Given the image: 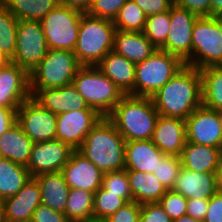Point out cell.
Wrapping results in <instances>:
<instances>
[{
	"mask_svg": "<svg viewBox=\"0 0 222 222\" xmlns=\"http://www.w3.org/2000/svg\"><path fill=\"white\" fill-rule=\"evenodd\" d=\"M151 98L159 115L186 120L202 106L200 71L185 65Z\"/></svg>",
	"mask_w": 222,
	"mask_h": 222,
	"instance_id": "6da1fadb",
	"label": "cell"
},
{
	"mask_svg": "<svg viewBox=\"0 0 222 222\" xmlns=\"http://www.w3.org/2000/svg\"><path fill=\"white\" fill-rule=\"evenodd\" d=\"M125 139L115 125L103 117L77 149L103 173L125 169Z\"/></svg>",
	"mask_w": 222,
	"mask_h": 222,
	"instance_id": "7a4b0ae2",
	"label": "cell"
},
{
	"mask_svg": "<svg viewBox=\"0 0 222 222\" xmlns=\"http://www.w3.org/2000/svg\"><path fill=\"white\" fill-rule=\"evenodd\" d=\"M158 116L152 98L124 95L107 118L128 142L151 140Z\"/></svg>",
	"mask_w": 222,
	"mask_h": 222,
	"instance_id": "3957f363",
	"label": "cell"
},
{
	"mask_svg": "<svg viewBox=\"0 0 222 222\" xmlns=\"http://www.w3.org/2000/svg\"><path fill=\"white\" fill-rule=\"evenodd\" d=\"M113 21L83 13L74 54L82 66H96L113 51L115 34Z\"/></svg>",
	"mask_w": 222,
	"mask_h": 222,
	"instance_id": "277c9868",
	"label": "cell"
},
{
	"mask_svg": "<svg viewBox=\"0 0 222 222\" xmlns=\"http://www.w3.org/2000/svg\"><path fill=\"white\" fill-rule=\"evenodd\" d=\"M72 84L89 107L107 117L124 96L96 66H82Z\"/></svg>",
	"mask_w": 222,
	"mask_h": 222,
	"instance_id": "5b68a950",
	"label": "cell"
},
{
	"mask_svg": "<svg viewBox=\"0 0 222 222\" xmlns=\"http://www.w3.org/2000/svg\"><path fill=\"white\" fill-rule=\"evenodd\" d=\"M184 66L180 57L157 49L150 57L136 63L135 96L153 97Z\"/></svg>",
	"mask_w": 222,
	"mask_h": 222,
	"instance_id": "8992f818",
	"label": "cell"
},
{
	"mask_svg": "<svg viewBox=\"0 0 222 222\" xmlns=\"http://www.w3.org/2000/svg\"><path fill=\"white\" fill-rule=\"evenodd\" d=\"M81 67L74 51L49 49L45 58L29 73V88L50 89L72 84Z\"/></svg>",
	"mask_w": 222,
	"mask_h": 222,
	"instance_id": "52a82bcc",
	"label": "cell"
},
{
	"mask_svg": "<svg viewBox=\"0 0 222 222\" xmlns=\"http://www.w3.org/2000/svg\"><path fill=\"white\" fill-rule=\"evenodd\" d=\"M192 33V56L185 65L198 70L222 66V35L215 16L198 17Z\"/></svg>",
	"mask_w": 222,
	"mask_h": 222,
	"instance_id": "ba28073f",
	"label": "cell"
},
{
	"mask_svg": "<svg viewBox=\"0 0 222 222\" xmlns=\"http://www.w3.org/2000/svg\"><path fill=\"white\" fill-rule=\"evenodd\" d=\"M82 14L59 4L40 21L49 49L75 50Z\"/></svg>",
	"mask_w": 222,
	"mask_h": 222,
	"instance_id": "9c48e42d",
	"label": "cell"
},
{
	"mask_svg": "<svg viewBox=\"0 0 222 222\" xmlns=\"http://www.w3.org/2000/svg\"><path fill=\"white\" fill-rule=\"evenodd\" d=\"M48 50L41 22L19 20L16 49L11 62L30 73L45 58Z\"/></svg>",
	"mask_w": 222,
	"mask_h": 222,
	"instance_id": "30bf717a",
	"label": "cell"
},
{
	"mask_svg": "<svg viewBox=\"0 0 222 222\" xmlns=\"http://www.w3.org/2000/svg\"><path fill=\"white\" fill-rule=\"evenodd\" d=\"M17 122L34 143L56 139L57 115L43 108L32 97L17 109Z\"/></svg>",
	"mask_w": 222,
	"mask_h": 222,
	"instance_id": "8fae6325",
	"label": "cell"
},
{
	"mask_svg": "<svg viewBox=\"0 0 222 222\" xmlns=\"http://www.w3.org/2000/svg\"><path fill=\"white\" fill-rule=\"evenodd\" d=\"M102 118L97 110L89 106L86 109L57 114L56 139L77 150Z\"/></svg>",
	"mask_w": 222,
	"mask_h": 222,
	"instance_id": "7c38bea8",
	"label": "cell"
},
{
	"mask_svg": "<svg viewBox=\"0 0 222 222\" xmlns=\"http://www.w3.org/2000/svg\"><path fill=\"white\" fill-rule=\"evenodd\" d=\"M73 151L70 145L58 139L34 143L26 168L31 177L61 172Z\"/></svg>",
	"mask_w": 222,
	"mask_h": 222,
	"instance_id": "4fadbf2b",
	"label": "cell"
},
{
	"mask_svg": "<svg viewBox=\"0 0 222 222\" xmlns=\"http://www.w3.org/2000/svg\"><path fill=\"white\" fill-rule=\"evenodd\" d=\"M198 16L175 4L170 9V31L161 48L186 62L192 56V29Z\"/></svg>",
	"mask_w": 222,
	"mask_h": 222,
	"instance_id": "5bb4252c",
	"label": "cell"
},
{
	"mask_svg": "<svg viewBox=\"0 0 222 222\" xmlns=\"http://www.w3.org/2000/svg\"><path fill=\"white\" fill-rule=\"evenodd\" d=\"M186 141L219 148L222 142V125L217 110L201 106L185 120Z\"/></svg>",
	"mask_w": 222,
	"mask_h": 222,
	"instance_id": "9a60e30c",
	"label": "cell"
},
{
	"mask_svg": "<svg viewBox=\"0 0 222 222\" xmlns=\"http://www.w3.org/2000/svg\"><path fill=\"white\" fill-rule=\"evenodd\" d=\"M31 97L29 73L13 62L0 68V106L18 109Z\"/></svg>",
	"mask_w": 222,
	"mask_h": 222,
	"instance_id": "2e32d148",
	"label": "cell"
},
{
	"mask_svg": "<svg viewBox=\"0 0 222 222\" xmlns=\"http://www.w3.org/2000/svg\"><path fill=\"white\" fill-rule=\"evenodd\" d=\"M70 188L95 193L102 185L103 172L78 150H74L69 161L61 170Z\"/></svg>",
	"mask_w": 222,
	"mask_h": 222,
	"instance_id": "e0dca14e",
	"label": "cell"
},
{
	"mask_svg": "<svg viewBox=\"0 0 222 222\" xmlns=\"http://www.w3.org/2000/svg\"><path fill=\"white\" fill-rule=\"evenodd\" d=\"M3 202L5 222H26L32 219L33 212L41 204V189L34 177L12 197Z\"/></svg>",
	"mask_w": 222,
	"mask_h": 222,
	"instance_id": "ac0fdd59",
	"label": "cell"
},
{
	"mask_svg": "<svg viewBox=\"0 0 222 222\" xmlns=\"http://www.w3.org/2000/svg\"><path fill=\"white\" fill-rule=\"evenodd\" d=\"M30 93L37 103L56 115L88 107L73 84L60 88L30 89Z\"/></svg>",
	"mask_w": 222,
	"mask_h": 222,
	"instance_id": "d6986e66",
	"label": "cell"
},
{
	"mask_svg": "<svg viewBox=\"0 0 222 222\" xmlns=\"http://www.w3.org/2000/svg\"><path fill=\"white\" fill-rule=\"evenodd\" d=\"M151 141L164 154L180 156L187 142L185 120L159 115Z\"/></svg>",
	"mask_w": 222,
	"mask_h": 222,
	"instance_id": "ffe728a7",
	"label": "cell"
},
{
	"mask_svg": "<svg viewBox=\"0 0 222 222\" xmlns=\"http://www.w3.org/2000/svg\"><path fill=\"white\" fill-rule=\"evenodd\" d=\"M96 67L116 85L123 95L135 96V63L110 51Z\"/></svg>",
	"mask_w": 222,
	"mask_h": 222,
	"instance_id": "44dd1931",
	"label": "cell"
},
{
	"mask_svg": "<svg viewBox=\"0 0 222 222\" xmlns=\"http://www.w3.org/2000/svg\"><path fill=\"white\" fill-rule=\"evenodd\" d=\"M172 190L189 199H209L216 193L215 172H196L181 167Z\"/></svg>",
	"mask_w": 222,
	"mask_h": 222,
	"instance_id": "7402d4cb",
	"label": "cell"
},
{
	"mask_svg": "<svg viewBox=\"0 0 222 222\" xmlns=\"http://www.w3.org/2000/svg\"><path fill=\"white\" fill-rule=\"evenodd\" d=\"M165 155L151 140L125 142V169L153 173Z\"/></svg>",
	"mask_w": 222,
	"mask_h": 222,
	"instance_id": "603a6c76",
	"label": "cell"
},
{
	"mask_svg": "<svg viewBox=\"0 0 222 222\" xmlns=\"http://www.w3.org/2000/svg\"><path fill=\"white\" fill-rule=\"evenodd\" d=\"M156 50L143 32L115 31L113 51L135 64L144 61Z\"/></svg>",
	"mask_w": 222,
	"mask_h": 222,
	"instance_id": "cb8c5ba5",
	"label": "cell"
},
{
	"mask_svg": "<svg viewBox=\"0 0 222 222\" xmlns=\"http://www.w3.org/2000/svg\"><path fill=\"white\" fill-rule=\"evenodd\" d=\"M34 142L16 122L0 136V156L27 167Z\"/></svg>",
	"mask_w": 222,
	"mask_h": 222,
	"instance_id": "d4e9b609",
	"label": "cell"
},
{
	"mask_svg": "<svg viewBox=\"0 0 222 222\" xmlns=\"http://www.w3.org/2000/svg\"><path fill=\"white\" fill-rule=\"evenodd\" d=\"M41 189V204L63 213L69 196L70 187L61 172L44 173L34 177Z\"/></svg>",
	"mask_w": 222,
	"mask_h": 222,
	"instance_id": "484cf974",
	"label": "cell"
},
{
	"mask_svg": "<svg viewBox=\"0 0 222 222\" xmlns=\"http://www.w3.org/2000/svg\"><path fill=\"white\" fill-rule=\"evenodd\" d=\"M182 167L196 172H216L221 166L219 148L186 142L180 155Z\"/></svg>",
	"mask_w": 222,
	"mask_h": 222,
	"instance_id": "4316f807",
	"label": "cell"
},
{
	"mask_svg": "<svg viewBox=\"0 0 222 222\" xmlns=\"http://www.w3.org/2000/svg\"><path fill=\"white\" fill-rule=\"evenodd\" d=\"M127 175L133 201L140 205L158 203L161 197L168 191L153 173L127 170Z\"/></svg>",
	"mask_w": 222,
	"mask_h": 222,
	"instance_id": "83f0119b",
	"label": "cell"
},
{
	"mask_svg": "<svg viewBox=\"0 0 222 222\" xmlns=\"http://www.w3.org/2000/svg\"><path fill=\"white\" fill-rule=\"evenodd\" d=\"M30 178L25 166L0 158V200L15 195Z\"/></svg>",
	"mask_w": 222,
	"mask_h": 222,
	"instance_id": "f1b7e54d",
	"label": "cell"
},
{
	"mask_svg": "<svg viewBox=\"0 0 222 222\" xmlns=\"http://www.w3.org/2000/svg\"><path fill=\"white\" fill-rule=\"evenodd\" d=\"M1 3L18 21H41L60 4V0H2Z\"/></svg>",
	"mask_w": 222,
	"mask_h": 222,
	"instance_id": "f546056e",
	"label": "cell"
},
{
	"mask_svg": "<svg viewBox=\"0 0 222 222\" xmlns=\"http://www.w3.org/2000/svg\"><path fill=\"white\" fill-rule=\"evenodd\" d=\"M94 193L71 188L64 214L71 222H93Z\"/></svg>",
	"mask_w": 222,
	"mask_h": 222,
	"instance_id": "4dcf8cb0",
	"label": "cell"
},
{
	"mask_svg": "<svg viewBox=\"0 0 222 222\" xmlns=\"http://www.w3.org/2000/svg\"><path fill=\"white\" fill-rule=\"evenodd\" d=\"M202 79V106L222 109V66L199 70Z\"/></svg>",
	"mask_w": 222,
	"mask_h": 222,
	"instance_id": "1f68e13d",
	"label": "cell"
},
{
	"mask_svg": "<svg viewBox=\"0 0 222 222\" xmlns=\"http://www.w3.org/2000/svg\"><path fill=\"white\" fill-rule=\"evenodd\" d=\"M147 16L134 0L127 2L120 8L113 20L116 30L143 32Z\"/></svg>",
	"mask_w": 222,
	"mask_h": 222,
	"instance_id": "d6a6232c",
	"label": "cell"
},
{
	"mask_svg": "<svg viewBox=\"0 0 222 222\" xmlns=\"http://www.w3.org/2000/svg\"><path fill=\"white\" fill-rule=\"evenodd\" d=\"M128 201L122 194H114L102 186L94 193L93 215L95 222H104Z\"/></svg>",
	"mask_w": 222,
	"mask_h": 222,
	"instance_id": "836d02e7",
	"label": "cell"
},
{
	"mask_svg": "<svg viewBox=\"0 0 222 222\" xmlns=\"http://www.w3.org/2000/svg\"><path fill=\"white\" fill-rule=\"evenodd\" d=\"M17 26L16 17L0 2V50L10 60L16 49Z\"/></svg>",
	"mask_w": 222,
	"mask_h": 222,
	"instance_id": "e575fe53",
	"label": "cell"
},
{
	"mask_svg": "<svg viewBox=\"0 0 222 222\" xmlns=\"http://www.w3.org/2000/svg\"><path fill=\"white\" fill-rule=\"evenodd\" d=\"M170 23V10L147 16L143 33L157 49H161L166 44Z\"/></svg>",
	"mask_w": 222,
	"mask_h": 222,
	"instance_id": "d590c367",
	"label": "cell"
},
{
	"mask_svg": "<svg viewBox=\"0 0 222 222\" xmlns=\"http://www.w3.org/2000/svg\"><path fill=\"white\" fill-rule=\"evenodd\" d=\"M181 167L180 156L166 154L162 159H159L158 167L153 170V174L167 190H171Z\"/></svg>",
	"mask_w": 222,
	"mask_h": 222,
	"instance_id": "8d00e7d4",
	"label": "cell"
},
{
	"mask_svg": "<svg viewBox=\"0 0 222 222\" xmlns=\"http://www.w3.org/2000/svg\"><path fill=\"white\" fill-rule=\"evenodd\" d=\"M101 186L111 193L122 194L128 202L133 201L126 169L104 173Z\"/></svg>",
	"mask_w": 222,
	"mask_h": 222,
	"instance_id": "74e56055",
	"label": "cell"
},
{
	"mask_svg": "<svg viewBox=\"0 0 222 222\" xmlns=\"http://www.w3.org/2000/svg\"><path fill=\"white\" fill-rule=\"evenodd\" d=\"M188 199L174 190H168L159 200V204L172 221L186 215Z\"/></svg>",
	"mask_w": 222,
	"mask_h": 222,
	"instance_id": "f35d334b",
	"label": "cell"
},
{
	"mask_svg": "<svg viewBox=\"0 0 222 222\" xmlns=\"http://www.w3.org/2000/svg\"><path fill=\"white\" fill-rule=\"evenodd\" d=\"M127 0H92L87 14L113 21Z\"/></svg>",
	"mask_w": 222,
	"mask_h": 222,
	"instance_id": "ab89813d",
	"label": "cell"
},
{
	"mask_svg": "<svg viewBox=\"0 0 222 222\" xmlns=\"http://www.w3.org/2000/svg\"><path fill=\"white\" fill-rule=\"evenodd\" d=\"M141 205L135 201L126 203L104 222H140Z\"/></svg>",
	"mask_w": 222,
	"mask_h": 222,
	"instance_id": "60d3db41",
	"label": "cell"
},
{
	"mask_svg": "<svg viewBox=\"0 0 222 222\" xmlns=\"http://www.w3.org/2000/svg\"><path fill=\"white\" fill-rule=\"evenodd\" d=\"M140 222H173L159 203L141 205Z\"/></svg>",
	"mask_w": 222,
	"mask_h": 222,
	"instance_id": "b9f144b4",
	"label": "cell"
},
{
	"mask_svg": "<svg viewBox=\"0 0 222 222\" xmlns=\"http://www.w3.org/2000/svg\"><path fill=\"white\" fill-rule=\"evenodd\" d=\"M31 220L33 222H71L65 214L52 210L43 204L35 209Z\"/></svg>",
	"mask_w": 222,
	"mask_h": 222,
	"instance_id": "7bdbcfd3",
	"label": "cell"
},
{
	"mask_svg": "<svg viewBox=\"0 0 222 222\" xmlns=\"http://www.w3.org/2000/svg\"><path fill=\"white\" fill-rule=\"evenodd\" d=\"M174 4L187 9L198 17L210 16L211 0H174Z\"/></svg>",
	"mask_w": 222,
	"mask_h": 222,
	"instance_id": "ee69618b",
	"label": "cell"
},
{
	"mask_svg": "<svg viewBox=\"0 0 222 222\" xmlns=\"http://www.w3.org/2000/svg\"><path fill=\"white\" fill-rule=\"evenodd\" d=\"M144 11L146 16L169 11L174 5V0H134Z\"/></svg>",
	"mask_w": 222,
	"mask_h": 222,
	"instance_id": "f6af8a7d",
	"label": "cell"
},
{
	"mask_svg": "<svg viewBox=\"0 0 222 222\" xmlns=\"http://www.w3.org/2000/svg\"><path fill=\"white\" fill-rule=\"evenodd\" d=\"M203 222H222V195L215 193L209 198L206 216Z\"/></svg>",
	"mask_w": 222,
	"mask_h": 222,
	"instance_id": "bcb514c9",
	"label": "cell"
},
{
	"mask_svg": "<svg viewBox=\"0 0 222 222\" xmlns=\"http://www.w3.org/2000/svg\"><path fill=\"white\" fill-rule=\"evenodd\" d=\"M208 204L209 199H189L187 201L186 214L203 221L206 216Z\"/></svg>",
	"mask_w": 222,
	"mask_h": 222,
	"instance_id": "7dc6e473",
	"label": "cell"
},
{
	"mask_svg": "<svg viewBox=\"0 0 222 222\" xmlns=\"http://www.w3.org/2000/svg\"><path fill=\"white\" fill-rule=\"evenodd\" d=\"M17 122V109L0 106V136Z\"/></svg>",
	"mask_w": 222,
	"mask_h": 222,
	"instance_id": "c3c4849f",
	"label": "cell"
},
{
	"mask_svg": "<svg viewBox=\"0 0 222 222\" xmlns=\"http://www.w3.org/2000/svg\"><path fill=\"white\" fill-rule=\"evenodd\" d=\"M92 0H60V4L87 13Z\"/></svg>",
	"mask_w": 222,
	"mask_h": 222,
	"instance_id": "681fc988",
	"label": "cell"
},
{
	"mask_svg": "<svg viewBox=\"0 0 222 222\" xmlns=\"http://www.w3.org/2000/svg\"><path fill=\"white\" fill-rule=\"evenodd\" d=\"M222 15V0H211L210 16Z\"/></svg>",
	"mask_w": 222,
	"mask_h": 222,
	"instance_id": "f907efd6",
	"label": "cell"
},
{
	"mask_svg": "<svg viewBox=\"0 0 222 222\" xmlns=\"http://www.w3.org/2000/svg\"><path fill=\"white\" fill-rule=\"evenodd\" d=\"M216 193L222 195V165L215 172Z\"/></svg>",
	"mask_w": 222,
	"mask_h": 222,
	"instance_id": "816d5d0a",
	"label": "cell"
},
{
	"mask_svg": "<svg viewBox=\"0 0 222 222\" xmlns=\"http://www.w3.org/2000/svg\"><path fill=\"white\" fill-rule=\"evenodd\" d=\"M173 222H203V221L195 219V218L186 214V215L174 220Z\"/></svg>",
	"mask_w": 222,
	"mask_h": 222,
	"instance_id": "f5cc1de1",
	"label": "cell"
},
{
	"mask_svg": "<svg viewBox=\"0 0 222 222\" xmlns=\"http://www.w3.org/2000/svg\"><path fill=\"white\" fill-rule=\"evenodd\" d=\"M11 60L5 56L0 50V68L6 66Z\"/></svg>",
	"mask_w": 222,
	"mask_h": 222,
	"instance_id": "db71d44e",
	"label": "cell"
},
{
	"mask_svg": "<svg viewBox=\"0 0 222 222\" xmlns=\"http://www.w3.org/2000/svg\"><path fill=\"white\" fill-rule=\"evenodd\" d=\"M215 21L218 24V27H219L221 35H222V15L215 16Z\"/></svg>",
	"mask_w": 222,
	"mask_h": 222,
	"instance_id": "11a10c76",
	"label": "cell"
},
{
	"mask_svg": "<svg viewBox=\"0 0 222 222\" xmlns=\"http://www.w3.org/2000/svg\"><path fill=\"white\" fill-rule=\"evenodd\" d=\"M0 222H5L4 213H3V202L0 200Z\"/></svg>",
	"mask_w": 222,
	"mask_h": 222,
	"instance_id": "9f6ffc18",
	"label": "cell"
},
{
	"mask_svg": "<svg viewBox=\"0 0 222 222\" xmlns=\"http://www.w3.org/2000/svg\"><path fill=\"white\" fill-rule=\"evenodd\" d=\"M219 158H220V163L222 165V142L220 143V146H219Z\"/></svg>",
	"mask_w": 222,
	"mask_h": 222,
	"instance_id": "6f0895ef",
	"label": "cell"
},
{
	"mask_svg": "<svg viewBox=\"0 0 222 222\" xmlns=\"http://www.w3.org/2000/svg\"><path fill=\"white\" fill-rule=\"evenodd\" d=\"M217 113H218V116H219V119H220V123L222 125V109L217 110Z\"/></svg>",
	"mask_w": 222,
	"mask_h": 222,
	"instance_id": "680465c9",
	"label": "cell"
}]
</instances>
